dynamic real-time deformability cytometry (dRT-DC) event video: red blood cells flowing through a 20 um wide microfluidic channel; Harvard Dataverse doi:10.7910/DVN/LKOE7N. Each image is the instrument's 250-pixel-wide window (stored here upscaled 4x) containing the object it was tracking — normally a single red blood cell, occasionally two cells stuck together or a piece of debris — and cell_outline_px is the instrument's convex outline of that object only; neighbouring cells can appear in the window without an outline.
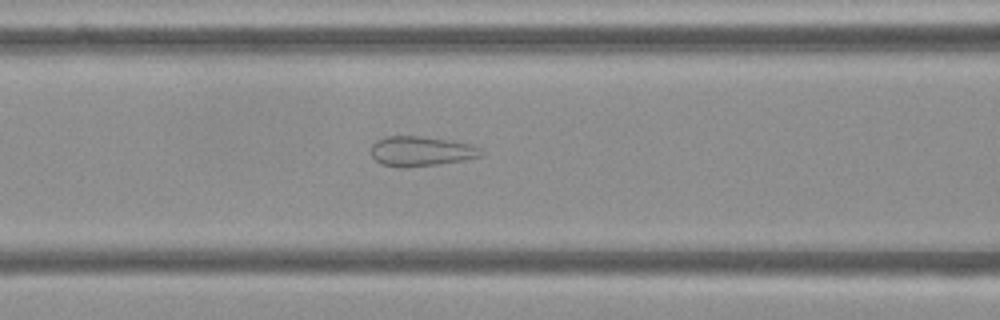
{"species": "Egyptian fruit bat (a non-hibernating species)", "species_latin": "Rousettus aegyptiacus", "temperature_condition": "cold", "stored_images_in_passage": 39, "camera_frame_rate_fps": 3000, "um_per_image_px": 0.085, "frame": {"image": 1, "passage_image": 7, "time_ms": 2.0, "image_size_px": [1000, 320], "cell_outline_px": [[480, 156], [464, 160], [436, 164], [404, 168], [400, 168], [380, 164], [372, 156], [372, 144], [376, 140], [384, 136], [424, 136], [472, 144], [480, 148]], "centroid_in_image_um": [35.74, 12.85], "position_along_channel_um": 130.9, "area_um2": 19.13}}
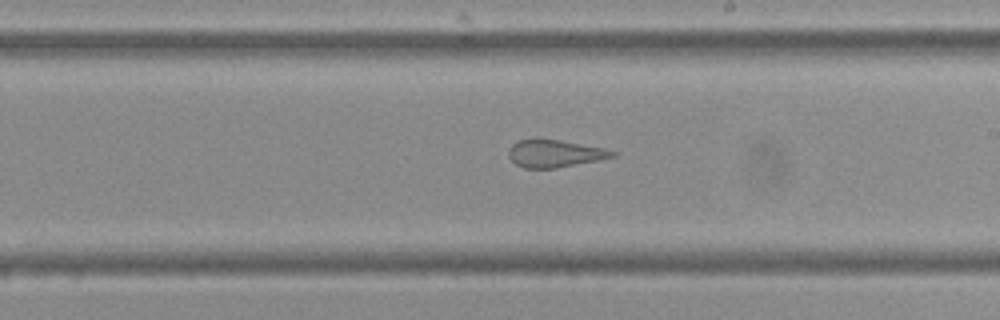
{"frame": {"image": 2, "passage_image": 16, "time_ms": 5.0, "image_size_px": [1000, 320], "cell_outline_px": [[616, 156], [600, 160], [556, 168], [524, 168], [516, 164], [508, 156], [508, 148], [512, 144], [520, 140], [536, 136], [540, 136], [604, 148], [616, 152]], "centroid_in_image_um": [47.12, 13.01], "position_along_channel_um": 241.9, "area_um2": 17.11}}
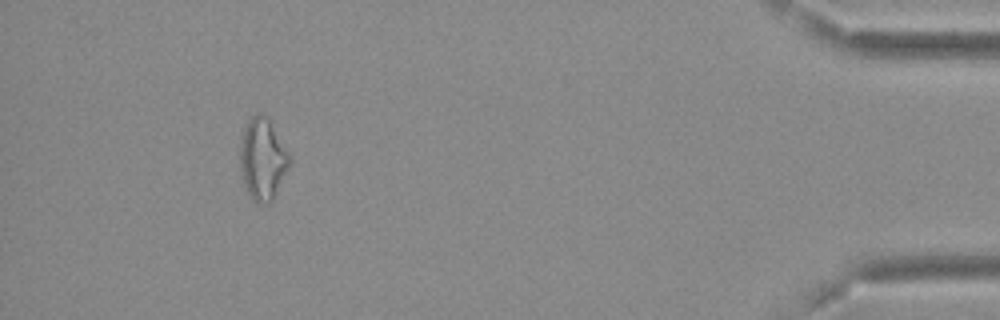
{"frame": {"image": 3, "passage_image": 35, "time_ms": 11.333, "image_size_px": [1000, 320], "cell_outline_px": [[292, 164], [272, 200], [268, 204], [260, 204], [252, 200], [244, 184], [240, 172], [240, 144], [248, 120], [256, 112], [264, 112], [268, 116], [292, 156]], "centroid_in_image_um": [22.37, 13.5], "position_along_channel_um": 412.8, "area_um2": 24.16}, "authors_computed_cell_mechanics": {"area_um2": 19.1896, "velocity_mm_per_s": 3.704, "shape_relaxation_time_tau1_ms": null, "shape_relaxation_time_tau2_ms": 1.3106, "deformation_change_tau1": null, "deformation_change_tau2": 0.0896}}